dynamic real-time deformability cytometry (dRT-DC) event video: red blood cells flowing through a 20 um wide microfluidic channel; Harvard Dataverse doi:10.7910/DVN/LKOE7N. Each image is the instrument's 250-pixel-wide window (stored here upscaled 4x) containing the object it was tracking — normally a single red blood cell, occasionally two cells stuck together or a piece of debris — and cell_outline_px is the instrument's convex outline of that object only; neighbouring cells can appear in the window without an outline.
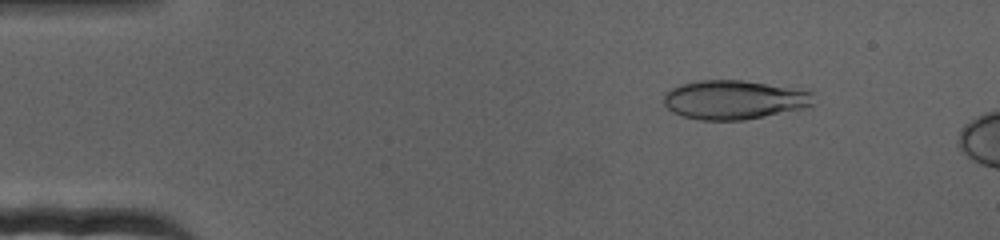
{"species": "human", "species_latin": "Homo sapiens", "temperature_condition": "cold", "stored_images_in_passage": 19, "camera_frame_rate_fps": 3000, "um_per_image_px": 0.085, "donor": {"sex": "female"}, "frame": {"image": 1, "passage_image": 9, "time_ms": 2.667, "image_size_px": [1000, 240], "cell_outline_px": [[812, 104], [804, 108], [744, 120], [700, 120], [684, 116], [672, 112], [664, 104], [664, 92], [680, 84], [700, 80], [740, 80], [812, 88]], "centroid_in_image_um": [62.46, 8.45], "position_along_channel_um": 22.5, "area_um2": 34.62}}